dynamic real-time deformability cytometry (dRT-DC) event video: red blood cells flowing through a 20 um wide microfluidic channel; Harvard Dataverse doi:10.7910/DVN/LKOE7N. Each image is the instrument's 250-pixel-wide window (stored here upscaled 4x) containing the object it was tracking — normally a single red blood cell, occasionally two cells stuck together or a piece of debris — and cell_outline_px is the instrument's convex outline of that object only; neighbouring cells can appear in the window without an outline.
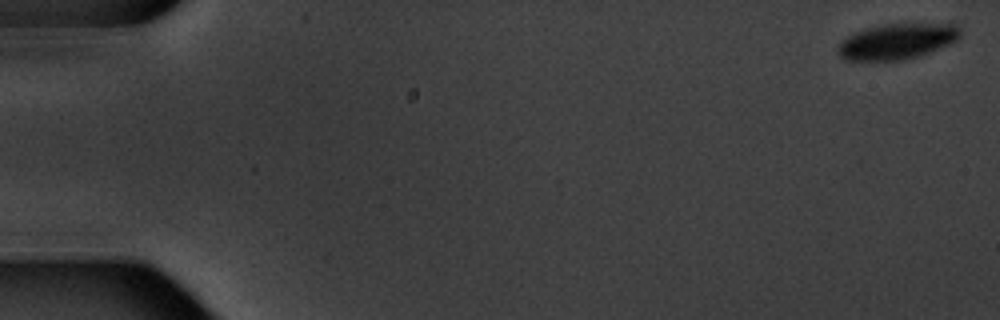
{"species": "common noctule bat (a hibernating species)", "species_latin": "Nyctalus noctula", "temperature_condition": "warm", "stored_images_in_passage": 5, "camera_frame_rate_fps": 3000, "um_per_image_px": 0.085, "animal": {"sex": "male", "body_mass_g": 20.1, "forearm_length_mm": 53.5}, "frame": {"image": 1, "passage_image": 1, "time_ms": 0.0, "image_size_px": [1000, 320], "cell_outline_px": [[960, 36], [956, 40], [948, 44], [920, 56], [904, 60], [844, 60], [836, 52], [836, 48], [840, 40], [856, 32], [868, 28], [884, 24], [956, 24], [960, 28]], "centroid_in_image_um": [76.21, 3.53], "position_along_channel_um": 8.8, "area_um2": 25.32}}
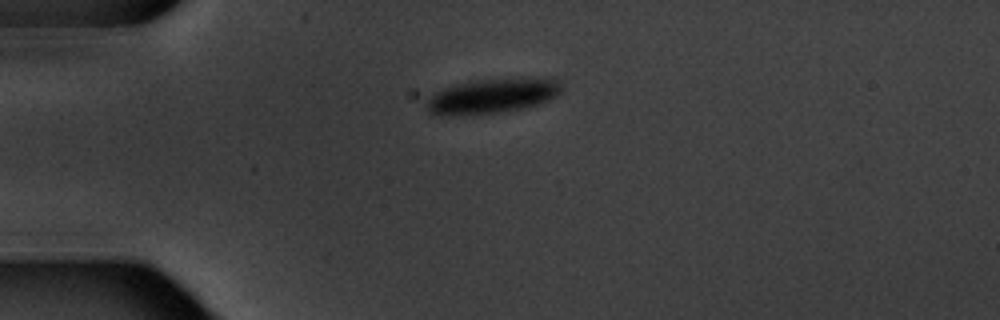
{"frame": {"image": 2, "passage_image": 5, "time_ms": 4.667, "image_size_px": [1000, 320], "cell_outline_px": [[564, 92], [548, 100], [524, 108], [480, 116], [432, 116], [424, 108], [420, 100], [444, 88], [456, 84], [476, 80], [508, 76], [548, 76], [556, 80], [560, 84]], "centroid_in_image_um": [41.78, 8.15], "position_along_channel_um": 43.2, "area_um2": 29.42}}